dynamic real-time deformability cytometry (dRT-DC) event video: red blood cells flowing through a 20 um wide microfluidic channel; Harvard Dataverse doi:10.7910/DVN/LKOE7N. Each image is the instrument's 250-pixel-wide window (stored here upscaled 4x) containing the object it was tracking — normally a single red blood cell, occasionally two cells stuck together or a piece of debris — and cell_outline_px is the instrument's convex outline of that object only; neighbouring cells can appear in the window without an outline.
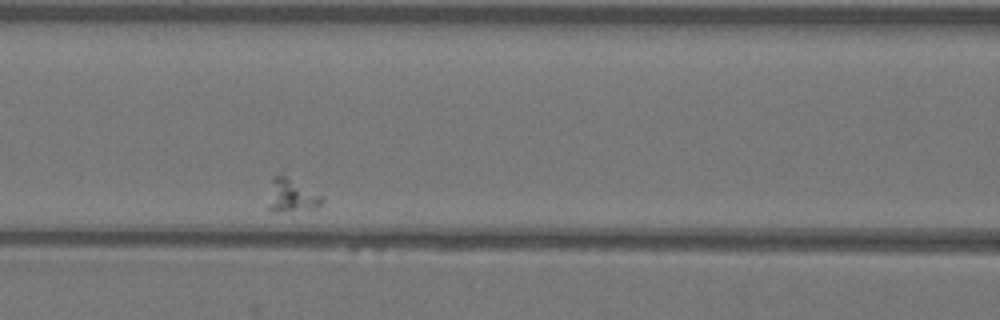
{"species": "Egyptian fruit bat (a non-hibernating species)", "species_latin": "Rousettus aegyptiacus", "temperature_condition": "warm", "stored_images_in_passage": 34, "camera_frame_rate_fps": 3000, "um_per_image_px": 0.085, "animal": {"sex": "female"}, "frame": {"image": 1, "passage_image": 10, "time_ms": 3.0, "image_size_px": [1000, 320], "cell_outline_px": [[324, 200], [320, 204], [312, 208], [276, 212], [272, 212], [268, 208], [272, 176], [284, 176], [324, 196]], "centroid_in_image_um": [24.78, 16.64], "position_along_channel_um": 141.8, "area_um2": 10.0}}
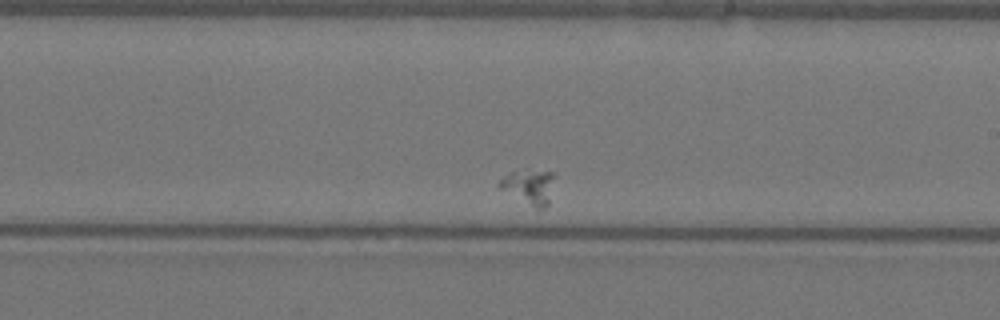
{"frame": {"image": 2, "passage_image": 20, "time_ms": 6.333, "image_size_px": [1000, 320], "cell_outline_px": [[556, 176], [548, 204], [544, 208], [536, 208], [496, 188], [496, 184], [508, 172], [556, 172]], "centroid_in_image_um": [44.96, 15.89], "position_along_channel_um": 244.0, "area_um2": 11.1}}
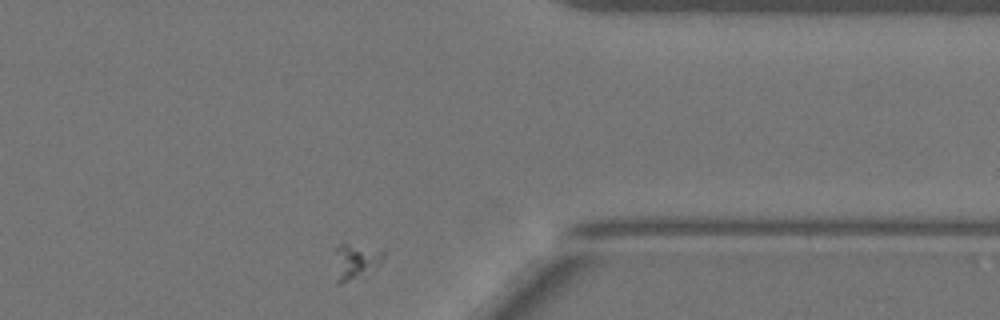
{"frame": {"image": 3, "passage_image": 34, "time_ms": 11.0, "image_size_px": [1000, 320], "cell_outline_px": [[384, 260], [364, 280], [340, 284], [336, 284], [332, 248], [340, 244], [348, 244], [384, 252]], "centroid_in_image_um": [30.16, 22.33], "position_along_channel_um": 381.2, "area_um2": 10.98}}